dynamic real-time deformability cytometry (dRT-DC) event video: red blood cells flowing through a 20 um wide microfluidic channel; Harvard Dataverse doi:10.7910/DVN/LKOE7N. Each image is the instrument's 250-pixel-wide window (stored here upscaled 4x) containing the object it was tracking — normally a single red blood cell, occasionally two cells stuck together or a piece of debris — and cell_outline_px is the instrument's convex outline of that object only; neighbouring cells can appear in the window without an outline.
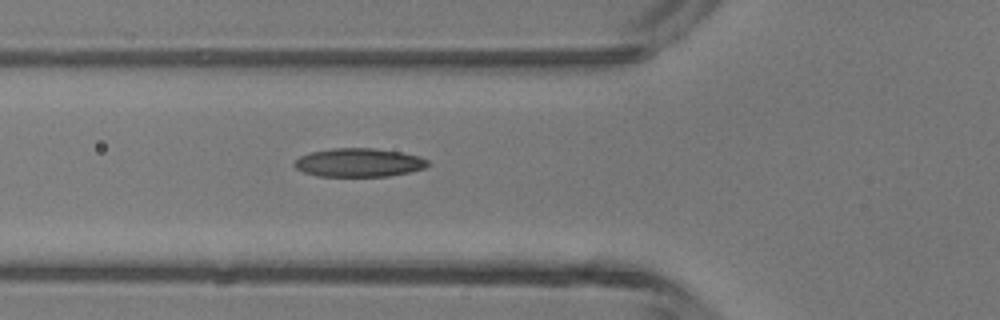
{"species": "common noctule bat (a hibernating species)", "species_latin": "Nyctalus noctula", "temperature_condition": "room temperature", "stored_images_in_passage": 4, "camera_frame_rate_fps": 3000, "um_per_image_px": 0.085, "animal": {"sex": "male", "body_mass_g": 13.3}, "frame": {"image": 1, "passage_image": 4, "time_ms": 1.0, "image_size_px": [1000, 320], "cell_outline_px": [[428, 164], [424, 168], [408, 172], [388, 176], [316, 176], [304, 172], [296, 168], [292, 164], [300, 156], [312, 152], [332, 148], [372, 148], [400, 152], [420, 156], [428, 160]], "centroid_in_image_um": [30.48, 13.82], "position_along_channel_um": 95.3, "area_um2": 22.08}}